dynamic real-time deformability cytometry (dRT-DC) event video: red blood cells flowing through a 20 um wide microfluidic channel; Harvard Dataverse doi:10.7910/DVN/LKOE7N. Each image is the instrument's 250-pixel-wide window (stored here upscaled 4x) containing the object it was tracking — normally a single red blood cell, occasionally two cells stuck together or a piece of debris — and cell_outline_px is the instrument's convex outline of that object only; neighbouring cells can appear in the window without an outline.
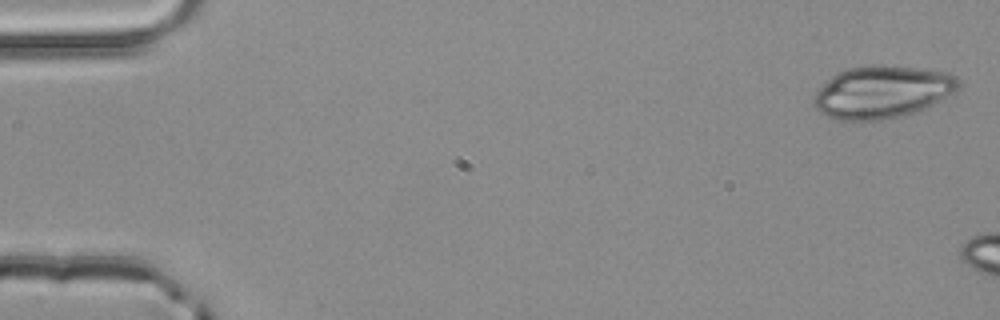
{"species": "common noctule bat (a hibernating species)", "species_latin": "Nyctalus noctula", "temperature_condition": "room temperature", "stored_images_in_passage": 5, "camera_frame_rate_fps": 3000, "um_per_image_px": 0.085, "animal": {"sex": "male", "body_mass_g": 20.4}, "frame": {"image": 1, "passage_image": 1, "time_ms": 0.0, "image_size_px": [1000, 320], "cell_outline_px": [[960, 84], [952, 92], [924, 108], [916, 112], [900, 116], [880, 120], [836, 120], [820, 112], [812, 104], [816, 92], [832, 76], [848, 68], [884, 64], [948, 72], [956, 76], [960, 80]], "centroid_in_image_um": [74.97, 7.82], "position_along_channel_um": 10.0, "area_um2": 43.7}}